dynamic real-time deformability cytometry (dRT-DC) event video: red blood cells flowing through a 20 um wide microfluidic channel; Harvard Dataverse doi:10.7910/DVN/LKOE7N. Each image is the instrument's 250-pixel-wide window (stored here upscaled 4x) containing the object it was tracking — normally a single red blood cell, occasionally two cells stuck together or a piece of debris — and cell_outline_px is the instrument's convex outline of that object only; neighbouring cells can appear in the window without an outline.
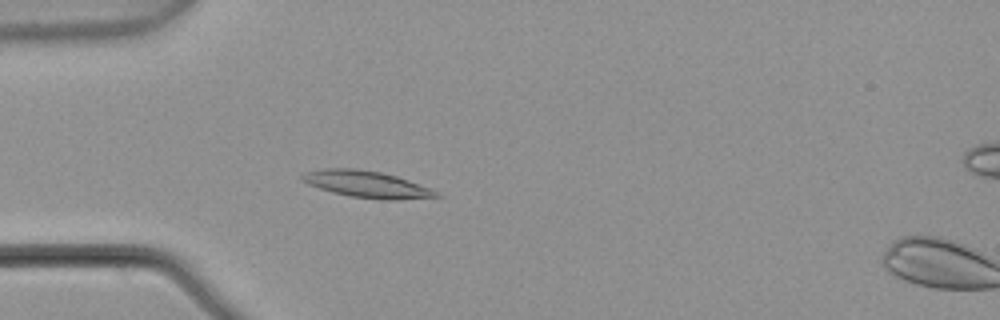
{"species": "common noctule bat (a hibernating species)", "species_latin": "Nyctalus noctula", "temperature_condition": "warm", "stored_images_in_passage": 4, "camera_frame_rate_fps": 3000, "um_per_image_px": 0.085, "animal": {"sex": "male", "body_mass_g": 21.5, "forearm_length_mm": 52.0}, "frame": {"image": 1, "passage_image": 3, "time_ms": 0.667, "image_size_px": [1000, 320], "cell_outline_px": [[444, 196], [400, 200], [380, 200], [348, 196], [332, 192], [308, 184], [300, 180], [300, 176], [308, 172], [324, 168], [356, 168], [380, 172], [396, 176], [432, 188]], "centroid_in_image_um": [31.21, 15.67], "position_along_channel_um": 53.8, "area_um2": 21.04}}